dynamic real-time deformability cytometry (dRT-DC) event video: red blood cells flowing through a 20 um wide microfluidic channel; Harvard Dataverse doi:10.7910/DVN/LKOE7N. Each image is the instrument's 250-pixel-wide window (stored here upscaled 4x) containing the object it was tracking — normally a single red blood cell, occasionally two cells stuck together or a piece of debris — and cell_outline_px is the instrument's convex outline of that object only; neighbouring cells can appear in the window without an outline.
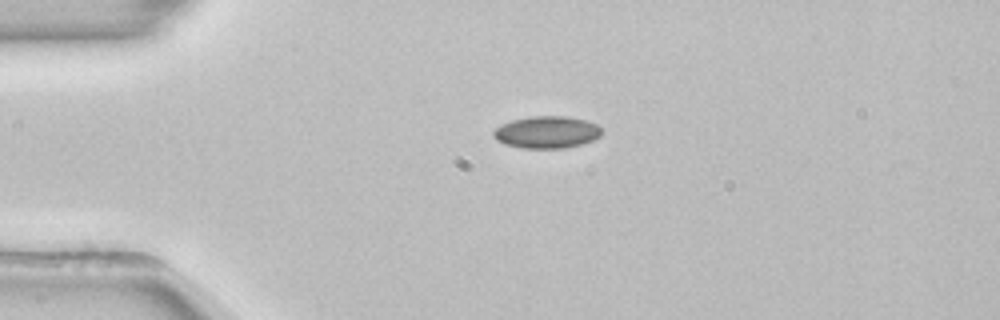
{"species": "common noctule bat (a hibernating species)", "species_latin": "Nyctalus noctula", "temperature_condition": "room temperature", "stored_images_in_passage": 35, "camera_frame_rate_fps": 3000, "um_per_image_px": 0.085, "animal": {"sex": "female", "body_mass_g": 22.7, "forearm_length_mm": 54.2}, "frame": {"image": 1, "passage_image": 1, "time_ms": 0.0, "image_size_px": [1000, 320], "cell_outline_px": [[600, 136], [592, 140], [580, 144], [564, 148], [520, 148], [504, 144], [496, 140], [492, 136], [492, 132], [496, 128], [512, 120], [528, 116], [568, 116], [588, 120], [596, 124], [600, 128]], "centroid_in_image_um": [46.45, 11.23], "position_along_channel_um": 38.6, "area_um2": 20.29}}
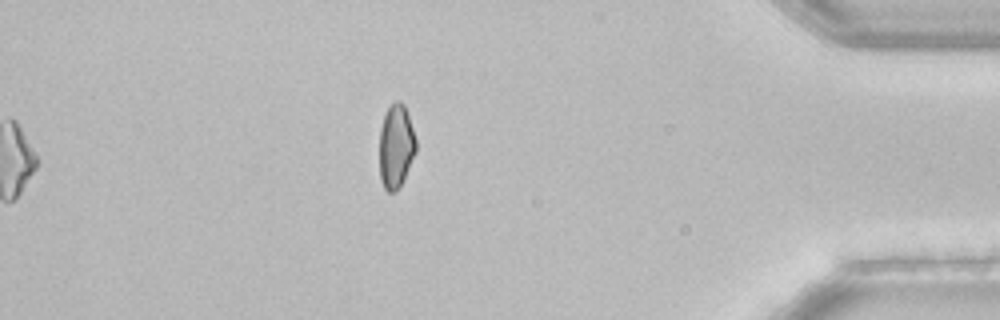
{"frame": {"image": 2, "passage_image": 35, "time_ms": 11.333, "image_size_px": [1000, 320], "cell_outline_px": [[416, 152], [404, 180], [396, 192], [388, 192], [384, 188], [380, 180], [380, 128], [384, 116], [388, 108], [396, 100], [400, 100], [404, 104], [416, 140]], "centroid_in_image_um": [33.66, 12.47], "position_along_channel_um": 401.5, "area_um2": 17.86}, "authors_computed_cell_mechanics": {"area_um2": 19.074, "velocity_mm_per_s": 3.8664, "shape_relaxation_time_tau1_ms": 8.2147, "shape_relaxation_time_tau2_ms": null, "deformation_change_tau1": 0.1162, "deformation_change_tau2": null}}